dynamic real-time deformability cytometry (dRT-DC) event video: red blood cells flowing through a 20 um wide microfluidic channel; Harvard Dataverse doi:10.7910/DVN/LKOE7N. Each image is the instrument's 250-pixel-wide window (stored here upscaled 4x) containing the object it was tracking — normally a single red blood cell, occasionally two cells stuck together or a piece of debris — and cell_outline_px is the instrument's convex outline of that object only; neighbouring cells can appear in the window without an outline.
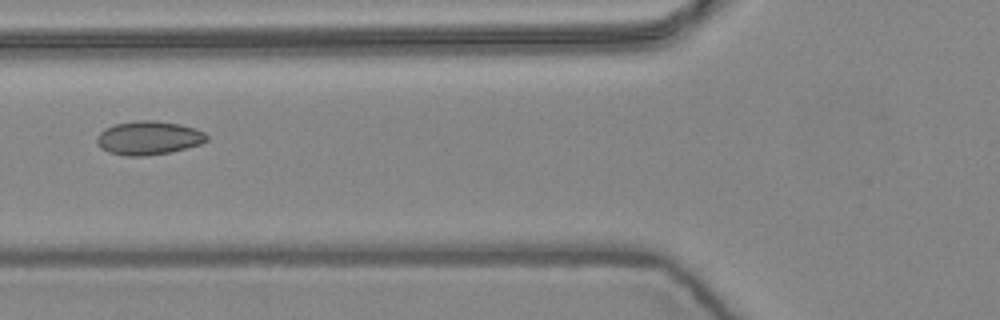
{"species": "common noctule bat (a hibernating species)", "species_latin": "Nyctalus noctula", "temperature_condition": "warm", "stored_images_in_passage": 8, "camera_frame_rate_fps": 3000, "um_per_image_px": 0.085, "animal": {"sex": "female", "body_mass_g": 24.6, "forearm_length_mm": 56.2}, "frame": {"image": 1, "passage_image": 6, "time_ms": 1.667, "image_size_px": [1000, 320], "cell_outline_px": [[208, 140], [200, 144], [168, 152], [144, 156], [124, 156], [108, 152], [100, 148], [96, 140], [96, 136], [104, 128], [116, 124], [136, 120], [156, 120], [180, 124], [196, 128], [204, 132], [208, 136]], "centroid_in_image_um": [12.61, 11.71], "position_along_channel_um": 113.2, "area_um2": 21.68}}
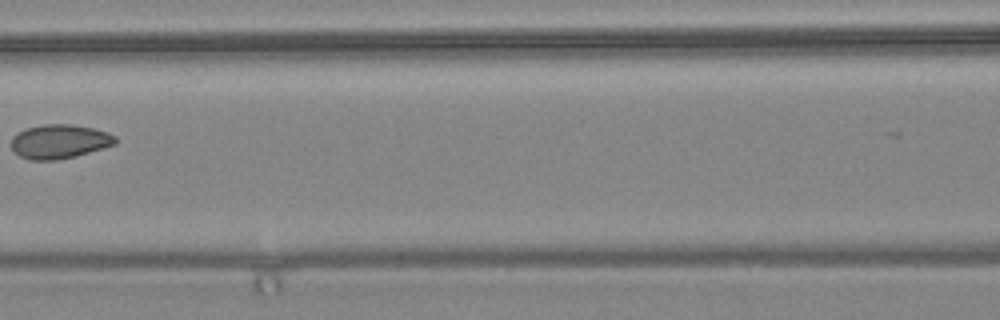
{"frame": {"image": 2, "passage_image": 7, "time_ms": 2.0, "image_size_px": [1000, 320], "cell_outline_px": [[116, 144], [76, 156], [56, 160], [28, 160], [12, 152], [12, 136], [28, 128], [44, 124], [72, 124], [92, 128], [108, 132], [116, 136]], "centroid_in_image_um": [5.05, 12.03], "position_along_channel_um": 161.5, "area_um2": 20.69}}
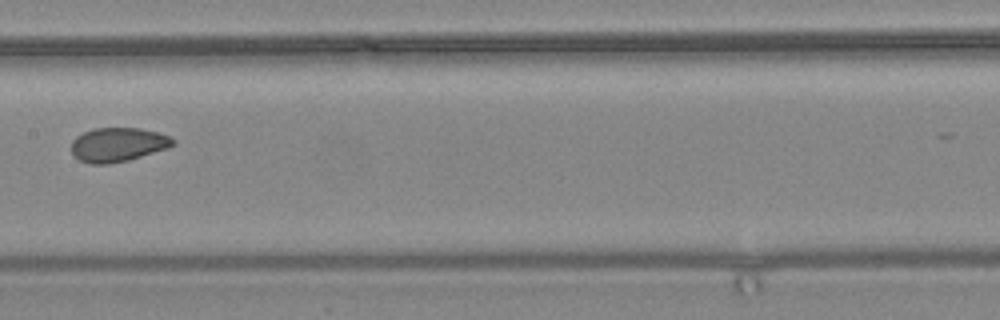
{"frame": {"image": 3, "passage_image": 8, "time_ms": 2.333, "image_size_px": [1000, 320], "cell_outline_px": [[176, 144], [168, 148], [128, 160], [108, 164], [88, 164], [72, 156], [72, 140], [76, 136], [92, 128], [140, 128], [156, 132], [168, 136], [176, 140]], "centroid_in_image_um": [10.0, 12.3], "position_along_channel_um": 197.4, "area_um2": 20.29}}